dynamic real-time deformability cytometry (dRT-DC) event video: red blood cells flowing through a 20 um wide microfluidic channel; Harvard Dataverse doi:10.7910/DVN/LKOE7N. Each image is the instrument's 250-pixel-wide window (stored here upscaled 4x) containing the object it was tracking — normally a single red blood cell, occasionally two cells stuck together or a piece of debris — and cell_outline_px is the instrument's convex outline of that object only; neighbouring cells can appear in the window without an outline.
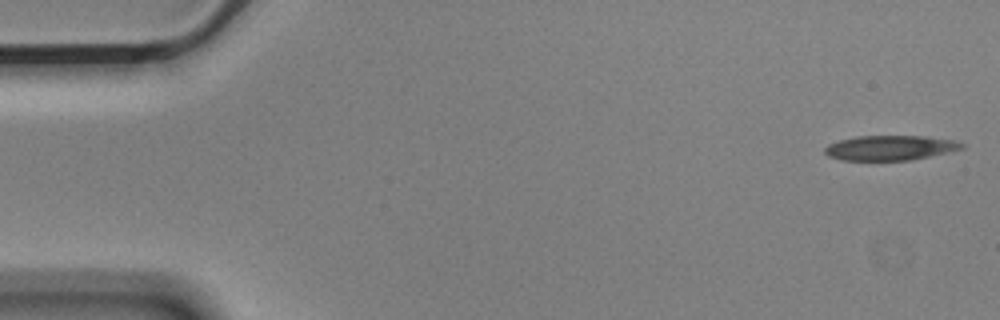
{"species": "Egyptian fruit bat (a non-hibernating species)", "species_latin": "Rousettus aegyptiacus", "temperature_condition": "cold", "stored_images_in_passage": 55, "camera_frame_rate_fps": 3000, "um_per_image_px": 0.085, "animal": {"sex": "male"}, "frame": {"image": 1, "passage_image": 1, "time_ms": 0.0, "image_size_px": [1000, 320], "cell_outline_px": [[964, 148], [952, 152], [912, 160], [840, 160], [828, 156], [824, 152], [824, 148], [828, 144], [840, 140], [860, 136], [924, 136], [956, 140], [964, 144]], "centroid_in_image_um": [75.71, 12.57], "position_along_channel_um": 9.3, "area_um2": 20.0}}
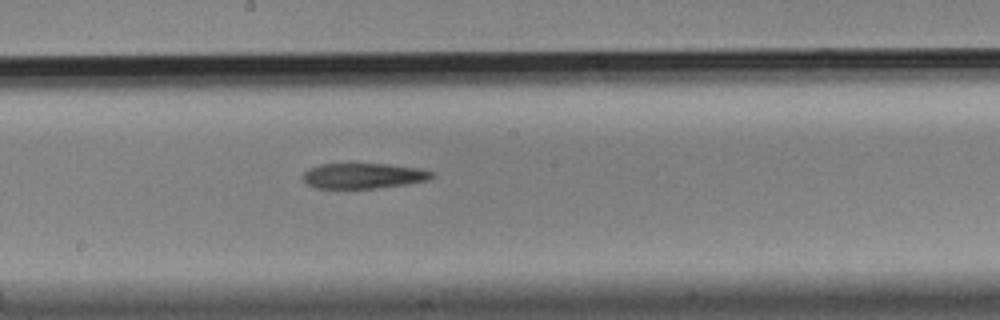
{"frame": {"image": 2, "passage_image": 29, "time_ms": 9.333, "image_size_px": [1000, 320], "cell_outline_px": [[436, 176], [428, 180], [408, 184], [376, 188], [316, 188], [308, 184], [304, 180], [304, 172], [308, 168], [320, 164], [388, 164], [420, 168], [436, 172]], "centroid_in_image_um": [30.96, 14.94], "position_along_channel_um": 217.2, "area_um2": 19.19}}
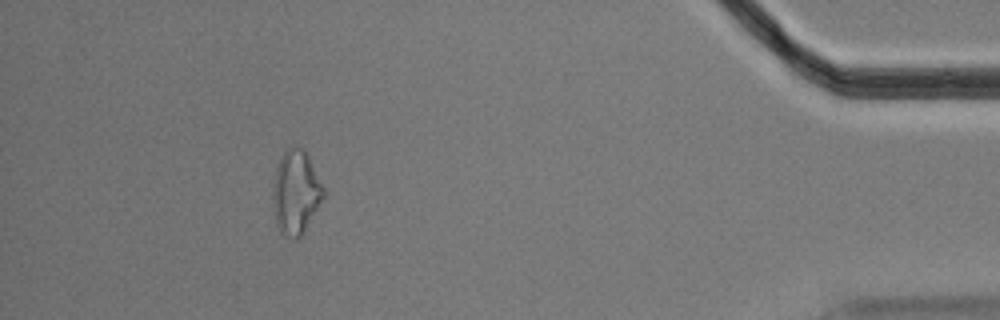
{"frame": {"image": 3, "passage_image": 50, "time_ms": 16.333, "image_size_px": [1000, 320], "cell_outline_px": [[324, 196], [304, 232], [300, 236], [284, 236], [280, 232], [276, 224], [272, 200], [272, 192], [276, 164], [280, 156], [288, 148], [304, 148], [324, 188]], "centroid_in_image_um": [25.12, 16.33], "position_along_channel_um": 410.1, "area_um2": 24.51}, "authors_computed_cell_mechanics": {"area_um2": 20.6346, "velocity_mm_per_s": 3.5569, "shape_relaxation_time_tau1_ms": 7.7176, "shape_relaxation_time_tau2_ms": null, "deformation_change_tau1": 0.1855, "deformation_change_tau2": null}}